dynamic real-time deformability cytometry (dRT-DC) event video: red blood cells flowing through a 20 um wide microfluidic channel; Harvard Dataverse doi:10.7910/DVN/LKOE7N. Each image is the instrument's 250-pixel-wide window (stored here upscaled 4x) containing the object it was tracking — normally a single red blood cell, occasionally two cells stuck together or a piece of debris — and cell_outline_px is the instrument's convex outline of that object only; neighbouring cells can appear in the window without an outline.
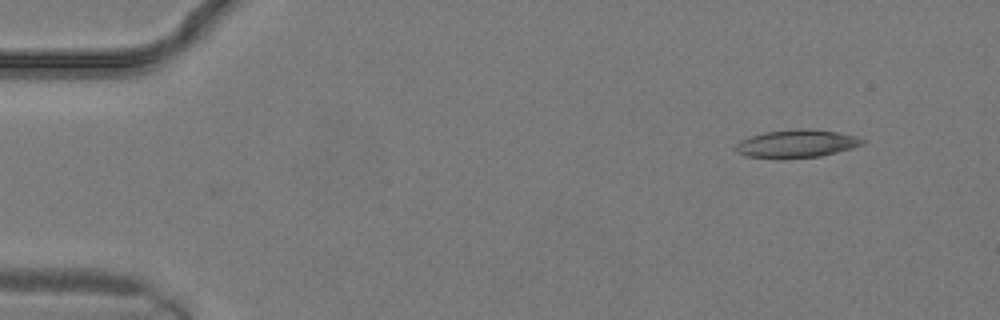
{"species": "common noctule bat (a hibernating species)", "species_latin": "Nyctalus noctula", "temperature_condition": "warm", "stored_images_in_passage": 8, "camera_frame_rate_fps": 3000, "um_per_image_px": 0.085, "animal": {"sex": "male", "body_mass_g": 19.2, "forearm_length_mm": 51.8}, "frame": {"image": 1, "passage_image": 1, "time_ms": 0.0, "image_size_px": [1000, 320], "cell_outline_px": [[868, 140], [864, 144], [852, 148], [820, 156], [784, 160], [748, 156], [736, 152], [736, 144], [740, 140], [764, 132], [800, 128], [808, 128], [836, 132], [856, 136]], "centroid_in_image_um": [67.73, 12.22], "position_along_channel_um": 17.3, "area_um2": 20.92}}
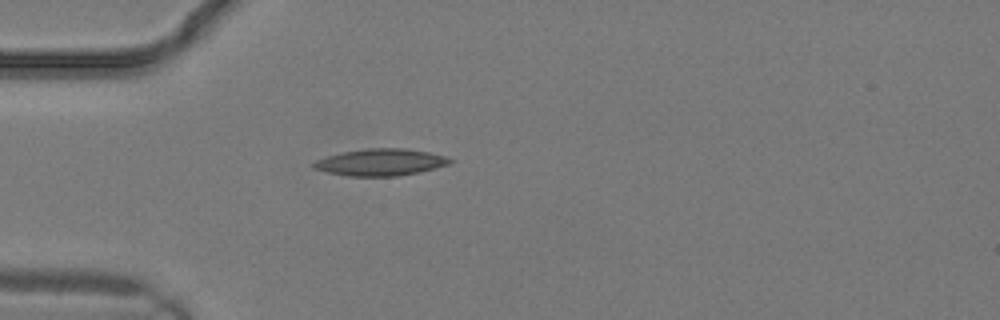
{"frame": {"image": 2, "passage_image": 6, "time_ms": 1.667, "image_size_px": [1000, 320], "cell_outline_px": [[452, 160], [448, 164], [436, 168], [420, 172], [400, 176], [348, 176], [328, 172], [312, 168], [312, 164], [316, 160], [328, 156], [344, 152], [368, 148], [404, 148], [428, 152], [444, 156]], "centroid_in_image_um": [32.35, 13.8], "position_along_channel_um": 52.7, "area_um2": 21.15}}
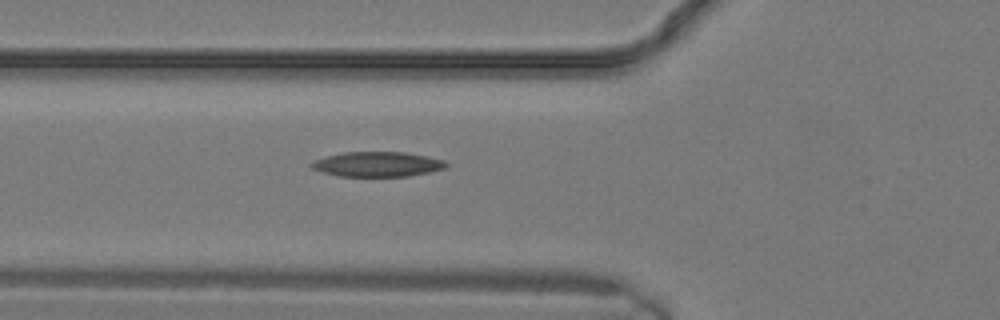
{"frame": {"image": 3, "passage_image": 8, "time_ms": 2.333, "image_size_px": [1000, 320], "cell_outline_px": [[448, 168], [408, 176], [340, 176], [324, 172], [312, 168], [308, 164], [316, 160], [328, 156], [344, 152], [404, 152], [428, 156], [444, 160], [448, 164]], "centroid_in_image_um": [32.13, 13.95], "position_along_channel_um": 93.7, "area_um2": 19.42}}